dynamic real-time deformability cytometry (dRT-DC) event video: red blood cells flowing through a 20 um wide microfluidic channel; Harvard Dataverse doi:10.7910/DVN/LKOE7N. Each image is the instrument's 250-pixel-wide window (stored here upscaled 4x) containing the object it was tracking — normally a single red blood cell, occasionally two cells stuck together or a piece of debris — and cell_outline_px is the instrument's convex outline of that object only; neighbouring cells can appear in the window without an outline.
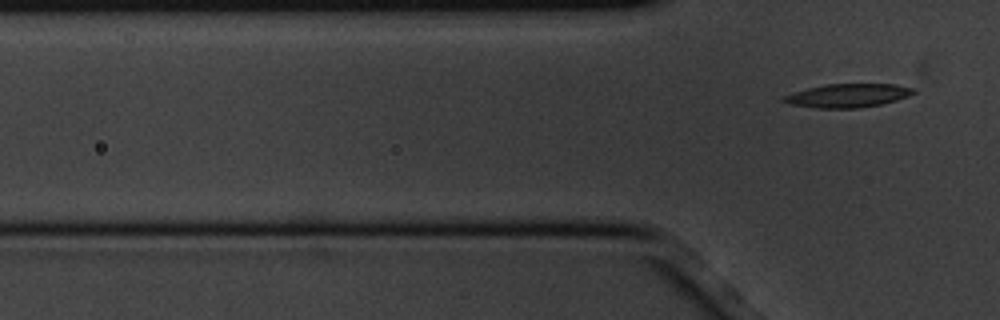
{"species": "common noctule bat (a hibernating species)", "species_latin": "Nyctalus noctula", "temperature_condition": "cold", "stored_images_in_passage": 4, "segment_of_instrument_passage": [2, 2], "camera_frame_rate_fps": 3000, "um_per_image_px": 0.085, "animal": {"sex": "male", "body_mass_g": 20.1, "forearm_length_mm": 53.5}, "frame": {"image": 1, "passage_image": 4, "time_ms": 1.0, "image_size_px": [1000, 320], "cell_outline_px": [[916, 92], [908, 96], [896, 100], [880, 104], [860, 108], [816, 108], [792, 104], [780, 100], [780, 96], [808, 88], [824, 84], [896, 84], [916, 88]], "centroid_in_image_um": [72.06, 8.11], "position_along_channel_um": 53.7, "area_um2": 17.92}}